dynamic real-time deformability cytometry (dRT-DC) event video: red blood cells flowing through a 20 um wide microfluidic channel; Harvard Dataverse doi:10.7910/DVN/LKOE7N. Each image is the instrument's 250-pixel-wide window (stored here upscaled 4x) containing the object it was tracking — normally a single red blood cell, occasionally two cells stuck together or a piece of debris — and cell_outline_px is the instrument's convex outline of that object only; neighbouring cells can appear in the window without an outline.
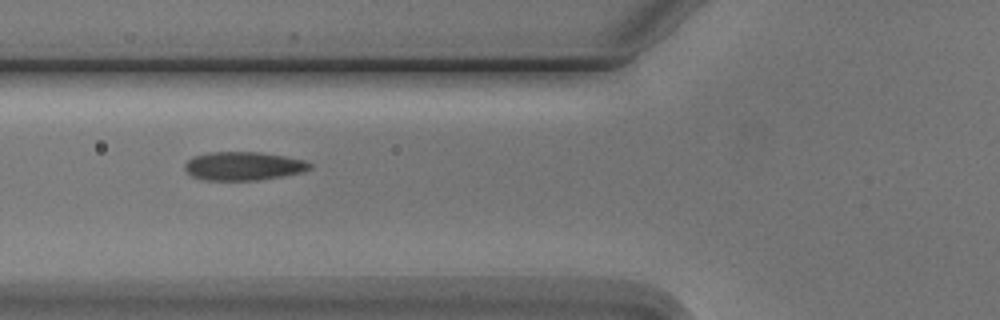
{"species": "Egyptian fruit bat (a non-hibernating species)", "species_latin": "Rousettus aegyptiacus", "temperature_condition": "cold", "stored_images_in_passage": 10, "camera_frame_rate_fps": 3000, "um_per_image_px": 0.085, "animal": {"sex": "male"}, "frame": {"image": 1, "passage_image": 5, "time_ms": 5.333, "image_size_px": [1000, 320], "cell_outline_px": [[312, 168], [300, 172], [280, 176], [256, 180], [204, 180], [192, 176], [184, 168], [184, 164], [188, 160], [196, 156], [208, 152], [260, 152], [284, 156], [304, 160], [312, 164]], "centroid_in_image_um": [20.67, 14.11], "position_along_channel_um": 105.1, "area_um2": 20.58}}
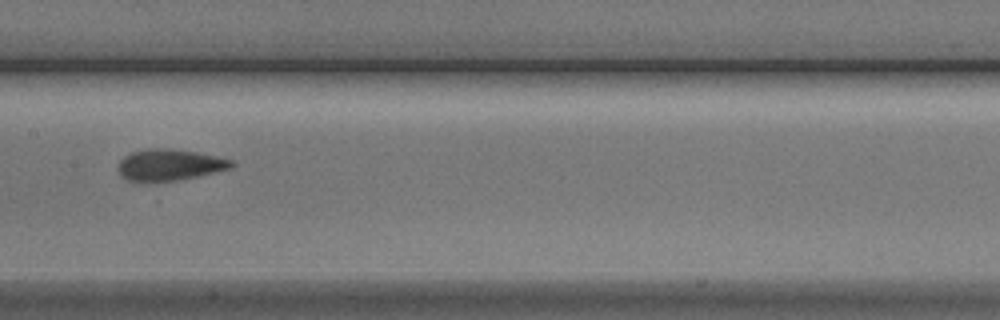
{"frame": {"image": 2, "passage_image": 7, "time_ms": 7.667, "image_size_px": [1000, 320], "cell_outline_px": [[236, 164], [232, 168], [196, 176], [176, 180], [152, 184], [128, 180], [120, 176], [120, 160], [124, 156], [132, 152], [148, 148], [168, 148], [196, 152], [232, 160]], "centroid_in_image_um": [14.38, 14.03], "position_along_channel_um": 193.0, "area_um2": 20.87}}
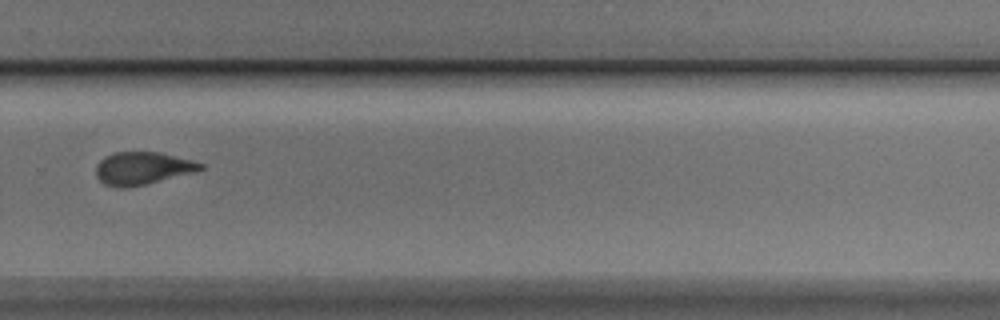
{"frame": {"image": 3, "passage_image": 10, "time_ms": 11.0, "image_size_px": [1000, 320], "cell_outline_px": [[204, 168], [192, 172], [128, 188], [116, 188], [104, 184], [96, 176], [96, 164], [104, 156], [116, 152], [160, 152], [192, 160], [204, 164]], "centroid_in_image_um": [12.06, 14.3], "position_along_channel_um": 317.7, "area_um2": 19.77}}